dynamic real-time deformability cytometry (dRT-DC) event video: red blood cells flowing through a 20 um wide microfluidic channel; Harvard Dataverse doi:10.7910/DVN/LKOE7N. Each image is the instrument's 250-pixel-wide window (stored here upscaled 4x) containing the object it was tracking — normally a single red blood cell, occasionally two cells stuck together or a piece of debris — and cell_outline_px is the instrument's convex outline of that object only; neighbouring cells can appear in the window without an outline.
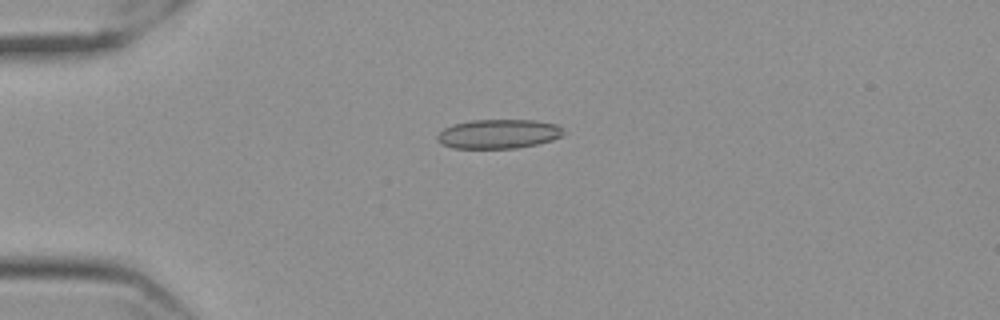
{"species": "Egyptian fruit bat (a non-hibernating species)", "species_latin": "Rousettus aegyptiacus", "temperature_condition": "cold", "stored_images_in_passage": 49, "camera_frame_rate_fps": 3000, "um_per_image_px": 0.085, "frame": {"image": 1, "passage_image": 6, "time_ms": 1.667, "image_size_px": [1000, 320], "cell_outline_px": [[564, 132], [560, 136], [552, 140], [536, 144], [516, 148], [452, 148], [440, 144], [436, 140], [436, 136], [444, 128], [452, 124], [468, 120], [536, 120], [556, 124]], "centroid_in_image_um": [42.31, 11.38], "position_along_channel_um": 42.7, "area_um2": 21.56}}
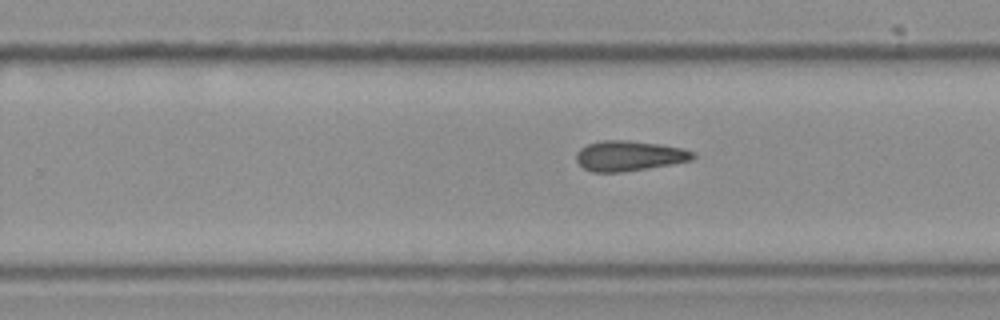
{"frame": {"image": 2, "passage_image": 28, "time_ms": 9.0, "image_size_px": [1000, 320], "cell_outline_px": [[696, 156], [692, 160], [620, 172], [592, 172], [584, 168], [576, 160], [576, 152], [580, 148], [588, 144], [600, 140], [628, 140], [660, 144], [680, 148], [692, 152]], "centroid_in_image_um": [53.42, 13.23], "position_along_channel_um": 276.4, "area_um2": 20.23}}
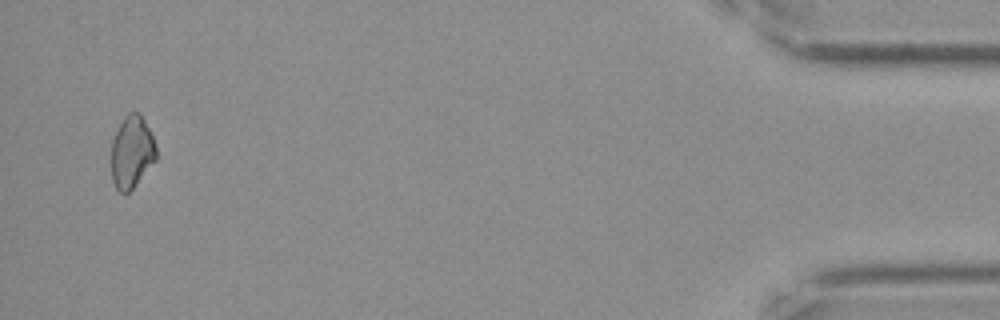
{"frame": {"image": 3, "passage_image": 47, "time_ms": 15.333, "image_size_px": [1000, 320], "cell_outline_px": [[156, 160], [132, 188], [124, 196], [116, 188], [112, 180], [112, 140], [124, 116], [128, 112], [140, 112], [152, 136], [156, 148]], "centroid_in_image_um": [11.19, 12.92], "position_along_channel_um": 424.0, "area_um2": 18.73}, "authors_computed_cell_mechanics": {"area_um2": 20.23, "velocity_mm_per_s": 3.5661, "shape_relaxation_time_tau1_ms": 6.5359, "shape_relaxation_time_tau2_ms": 5.4026, "deformation_change_tau1": 0.1279, "deformation_change_tau2": 0.143}}